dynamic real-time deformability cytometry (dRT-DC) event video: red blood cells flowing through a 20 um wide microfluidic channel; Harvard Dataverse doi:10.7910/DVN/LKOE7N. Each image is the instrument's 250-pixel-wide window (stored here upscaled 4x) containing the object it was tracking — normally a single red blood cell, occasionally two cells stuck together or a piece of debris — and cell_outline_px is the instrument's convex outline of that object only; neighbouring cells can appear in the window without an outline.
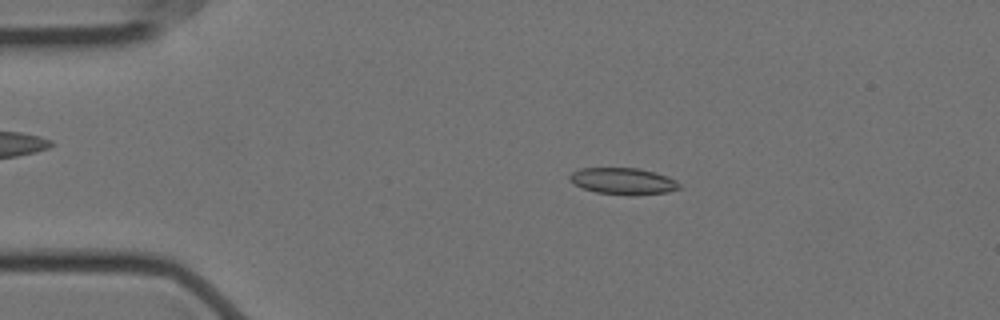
{"species": "Egyptian fruit bat (a non-hibernating species)", "species_latin": "Rousettus aegyptiacus", "temperature_condition": "cold", "stored_images_in_passage": 52, "camera_frame_rate_fps": 3000, "um_per_image_px": 0.085, "animal": {"sex": "female"}, "frame": {"image": 1, "passage_image": 6, "time_ms": 1.667, "image_size_px": [1000, 320], "cell_outline_px": [[680, 188], [668, 192], [636, 196], [628, 196], [596, 192], [572, 184], [568, 180], [568, 176], [572, 172], [580, 168], [636, 168], [656, 172], [668, 176], [676, 180], [680, 184]], "centroid_in_image_um": [52.96, 15.41], "position_along_channel_um": 32.0, "area_um2": 17.34}}
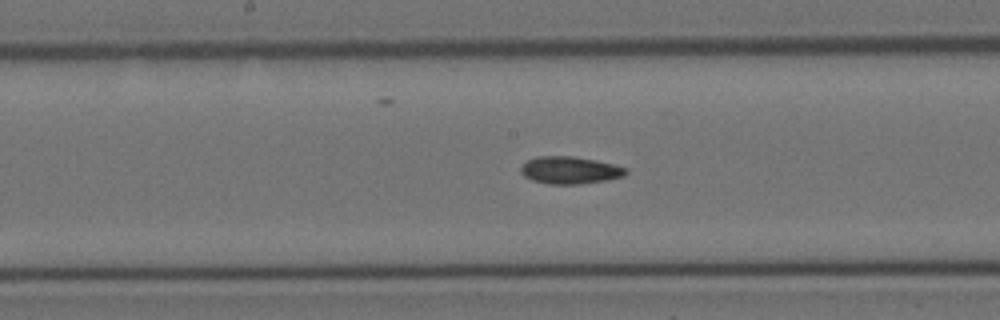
{"frame": {"image": 2, "passage_image": 24, "time_ms": 7.667, "image_size_px": [1000, 320], "cell_outline_px": [[628, 172], [624, 176], [608, 180], [580, 184], [548, 184], [532, 180], [524, 176], [520, 172], [520, 168], [528, 160], [536, 156], [572, 156], [612, 164], [628, 168]], "centroid_in_image_um": [48.44, 14.47], "position_along_channel_um": 199.8, "area_um2": 16.7}}
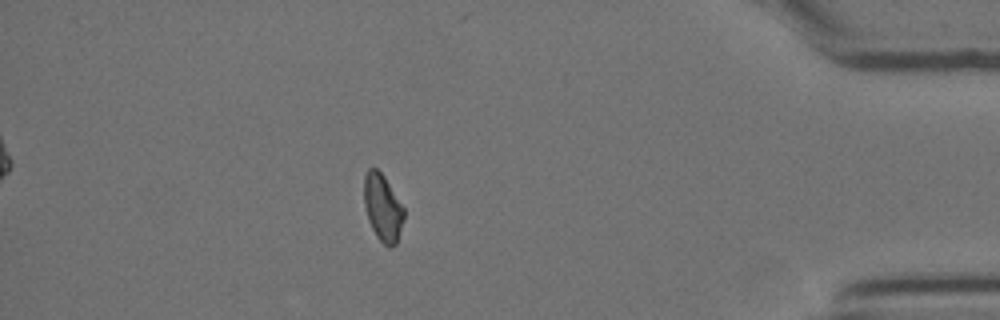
{"frame": {"image": 3, "passage_image": 45, "time_ms": 14.667, "image_size_px": [1000, 320], "cell_outline_px": [[404, 220], [396, 244], [388, 248], [376, 236], [368, 220], [364, 204], [364, 176], [368, 168], [376, 168], [384, 176], [404, 208]], "centroid_in_image_um": [32.53, 17.66], "position_along_channel_um": 402.7, "area_um2": 15.55}}